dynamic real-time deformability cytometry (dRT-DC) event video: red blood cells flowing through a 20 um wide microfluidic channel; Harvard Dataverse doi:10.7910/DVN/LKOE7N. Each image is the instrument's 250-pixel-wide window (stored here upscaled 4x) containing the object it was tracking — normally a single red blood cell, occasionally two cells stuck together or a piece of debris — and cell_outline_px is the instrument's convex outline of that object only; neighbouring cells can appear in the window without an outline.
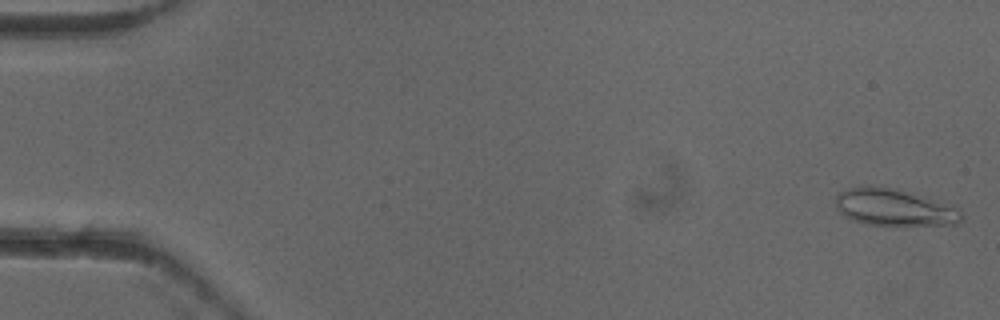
{"species": "common noctule bat (a hibernating species)", "species_latin": "Nyctalus noctula", "temperature_condition": "cold", "stored_images_in_passage": 16, "camera_frame_rate_fps": 3000, "um_per_image_px": 0.085, "animal": {"sex": "female"}, "frame": {"image": 1, "passage_image": 1, "time_ms": 0.0, "image_size_px": [1000, 320], "cell_outline_px": [[964, 220], [956, 224], [868, 224], [852, 220], [844, 216], [836, 208], [836, 196], [840, 192], [848, 188], [888, 188], [960, 208], [964, 216]], "centroid_in_image_um": [76.0, 17.67], "position_along_channel_um": 9.0, "area_um2": 25.72}}